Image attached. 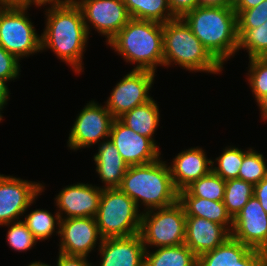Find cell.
<instances>
[{
	"mask_svg": "<svg viewBox=\"0 0 267 266\" xmlns=\"http://www.w3.org/2000/svg\"><path fill=\"white\" fill-rule=\"evenodd\" d=\"M46 27L41 34V50H52L63 62L68 63L76 73L83 72V53L89 37L80 8L73 0L44 2Z\"/></svg>",
	"mask_w": 267,
	"mask_h": 266,
	"instance_id": "cell-1",
	"label": "cell"
},
{
	"mask_svg": "<svg viewBox=\"0 0 267 266\" xmlns=\"http://www.w3.org/2000/svg\"><path fill=\"white\" fill-rule=\"evenodd\" d=\"M182 19L208 52L223 66L237 53V14L232 5L198 6Z\"/></svg>",
	"mask_w": 267,
	"mask_h": 266,
	"instance_id": "cell-2",
	"label": "cell"
},
{
	"mask_svg": "<svg viewBox=\"0 0 267 266\" xmlns=\"http://www.w3.org/2000/svg\"><path fill=\"white\" fill-rule=\"evenodd\" d=\"M129 166L119 189L127 194L139 209L144 211L163 208L178 201L179 191L174 187L171 171L166 161Z\"/></svg>",
	"mask_w": 267,
	"mask_h": 266,
	"instance_id": "cell-3",
	"label": "cell"
},
{
	"mask_svg": "<svg viewBox=\"0 0 267 266\" xmlns=\"http://www.w3.org/2000/svg\"><path fill=\"white\" fill-rule=\"evenodd\" d=\"M137 70L156 72L163 66V23L131 18L107 43Z\"/></svg>",
	"mask_w": 267,
	"mask_h": 266,
	"instance_id": "cell-4",
	"label": "cell"
},
{
	"mask_svg": "<svg viewBox=\"0 0 267 266\" xmlns=\"http://www.w3.org/2000/svg\"><path fill=\"white\" fill-rule=\"evenodd\" d=\"M172 63L192 72L218 74L223 70L182 18L163 23V66Z\"/></svg>",
	"mask_w": 267,
	"mask_h": 266,
	"instance_id": "cell-5",
	"label": "cell"
},
{
	"mask_svg": "<svg viewBox=\"0 0 267 266\" xmlns=\"http://www.w3.org/2000/svg\"><path fill=\"white\" fill-rule=\"evenodd\" d=\"M138 210L135 202L119 188L102 189L95 217L100 236L104 239L139 234L142 212Z\"/></svg>",
	"mask_w": 267,
	"mask_h": 266,
	"instance_id": "cell-6",
	"label": "cell"
},
{
	"mask_svg": "<svg viewBox=\"0 0 267 266\" xmlns=\"http://www.w3.org/2000/svg\"><path fill=\"white\" fill-rule=\"evenodd\" d=\"M31 4H0V45L18 60L41 52V36L27 16Z\"/></svg>",
	"mask_w": 267,
	"mask_h": 266,
	"instance_id": "cell-7",
	"label": "cell"
},
{
	"mask_svg": "<svg viewBox=\"0 0 267 266\" xmlns=\"http://www.w3.org/2000/svg\"><path fill=\"white\" fill-rule=\"evenodd\" d=\"M141 214L139 234L146 249L148 246L159 248L184 244L186 214L179 201Z\"/></svg>",
	"mask_w": 267,
	"mask_h": 266,
	"instance_id": "cell-8",
	"label": "cell"
},
{
	"mask_svg": "<svg viewBox=\"0 0 267 266\" xmlns=\"http://www.w3.org/2000/svg\"><path fill=\"white\" fill-rule=\"evenodd\" d=\"M78 114L69 133L68 148L77 151L101 143L100 139L104 141L109 138L115 118L105 105L89 101Z\"/></svg>",
	"mask_w": 267,
	"mask_h": 266,
	"instance_id": "cell-9",
	"label": "cell"
},
{
	"mask_svg": "<svg viewBox=\"0 0 267 266\" xmlns=\"http://www.w3.org/2000/svg\"><path fill=\"white\" fill-rule=\"evenodd\" d=\"M155 72L132 69L112 89L106 101V108L118 119L134 107L152 99L149 90L152 87Z\"/></svg>",
	"mask_w": 267,
	"mask_h": 266,
	"instance_id": "cell-10",
	"label": "cell"
},
{
	"mask_svg": "<svg viewBox=\"0 0 267 266\" xmlns=\"http://www.w3.org/2000/svg\"><path fill=\"white\" fill-rule=\"evenodd\" d=\"M80 8L88 34L90 25L108 43L131 19L123 0H73ZM89 23V24H88Z\"/></svg>",
	"mask_w": 267,
	"mask_h": 266,
	"instance_id": "cell-11",
	"label": "cell"
},
{
	"mask_svg": "<svg viewBox=\"0 0 267 266\" xmlns=\"http://www.w3.org/2000/svg\"><path fill=\"white\" fill-rule=\"evenodd\" d=\"M43 189L41 183L0 174V226L21 220Z\"/></svg>",
	"mask_w": 267,
	"mask_h": 266,
	"instance_id": "cell-12",
	"label": "cell"
},
{
	"mask_svg": "<svg viewBox=\"0 0 267 266\" xmlns=\"http://www.w3.org/2000/svg\"><path fill=\"white\" fill-rule=\"evenodd\" d=\"M59 226L61 239L58 253L88 257L103 239L95 217L60 219Z\"/></svg>",
	"mask_w": 267,
	"mask_h": 266,
	"instance_id": "cell-13",
	"label": "cell"
},
{
	"mask_svg": "<svg viewBox=\"0 0 267 266\" xmlns=\"http://www.w3.org/2000/svg\"><path fill=\"white\" fill-rule=\"evenodd\" d=\"M109 139L129 166L151 163L161 156L157 144L150 138L135 133L119 119H114Z\"/></svg>",
	"mask_w": 267,
	"mask_h": 266,
	"instance_id": "cell-14",
	"label": "cell"
},
{
	"mask_svg": "<svg viewBox=\"0 0 267 266\" xmlns=\"http://www.w3.org/2000/svg\"><path fill=\"white\" fill-rule=\"evenodd\" d=\"M231 236L250 248L267 253V213L254 195L234 217Z\"/></svg>",
	"mask_w": 267,
	"mask_h": 266,
	"instance_id": "cell-15",
	"label": "cell"
},
{
	"mask_svg": "<svg viewBox=\"0 0 267 266\" xmlns=\"http://www.w3.org/2000/svg\"><path fill=\"white\" fill-rule=\"evenodd\" d=\"M101 194L102 188L92 184L77 183L63 188L55 198L60 219L96 217Z\"/></svg>",
	"mask_w": 267,
	"mask_h": 266,
	"instance_id": "cell-16",
	"label": "cell"
},
{
	"mask_svg": "<svg viewBox=\"0 0 267 266\" xmlns=\"http://www.w3.org/2000/svg\"><path fill=\"white\" fill-rule=\"evenodd\" d=\"M97 249L100 266H144L146 248L140 234L104 238Z\"/></svg>",
	"mask_w": 267,
	"mask_h": 266,
	"instance_id": "cell-17",
	"label": "cell"
},
{
	"mask_svg": "<svg viewBox=\"0 0 267 266\" xmlns=\"http://www.w3.org/2000/svg\"><path fill=\"white\" fill-rule=\"evenodd\" d=\"M230 236L223 225L197 216H186L184 244L197 257L217 248Z\"/></svg>",
	"mask_w": 267,
	"mask_h": 266,
	"instance_id": "cell-18",
	"label": "cell"
},
{
	"mask_svg": "<svg viewBox=\"0 0 267 266\" xmlns=\"http://www.w3.org/2000/svg\"><path fill=\"white\" fill-rule=\"evenodd\" d=\"M174 187L180 191L212 170V160L200 147L181 151L169 166Z\"/></svg>",
	"mask_w": 267,
	"mask_h": 266,
	"instance_id": "cell-19",
	"label": "cell"
},
{
	"mask_svg": "<svg viewBox=\"0 0 267 266\" xmlns=\"http://www.w3.org/2000/svg\"><path fill=\"white\" fill-rule=\"evenodd\" d=\"M96 172L100 176L102 189L119 188L129 165L123 160L119 151L110 139L99 144L98 152L93 157Z\"/></svg>",
	"mask_w": 267,
	"mask_h": 266,
	"instance_id": "cell-20",
	"label": "cell"
},
{
	"mask_svg": "<svg viewBox=\"0 0 267 266\" xmlns=\"http://www.w3.org/2000/svg\"><path fill=\"white\" fill-rule=\"evenodd\" d=\"M178 201L183 205L186 216L205 218L223 225L230 233L233 219L227 213L223 201H213L192 196L186 189L179 191Z\"/></svg>",
	"mask_w": 267,
	"mask_h": 266,
	"instance_id": "cell-21",
	"label": "cell"
},
{
	"mask_svg": "<svg viewBox=\"0 0 267 266\" xmlns=\"http://www.w3.org/2000/svg\"><path fill=\"white\" fill-rule=\"evenodd\" d=\"M118 119L135 133L150 138L156 144L153 136L159 126L160 111L153 98L142 105L134 107Z\"/></svg>",
	"mask_w": 267,
	"mask_h": 266,
	"instance_id": "cell-22",
	"label": "cell"
},
{
	"mask_svg": "<svg viewBox=\"0 0 267 266\" xmlns=\"http://www.w3.org/2000/svg\"><path fill=\"white\" fill-rule=\"evenodd\" d=\"M145 251L144 266H197V256L185 244Z\"/></svg>",
	"mask_w": 267,
	"mask_h": 266,
	"instance_id": "cell-23",
	"label": "cell"
},
{
	"mask_svg": "<svg viewBox=\"0 0 267 266\" xmlns=\"http://www.w3.org/2000/svg\"><path fill=\"white\" fill-rule=\"evenodd\" d=\"M250 249L230 236L217 248L197 257V266H235Z\"/></svg>",
	"mask_w": 267,
	"mask_h": 266,
	"instance_id": "cell-24",
	"label": "cell"
},
{
	"mask_svg": "<svg viewBox=\"0 0 267 266\" xmlns=\"http://www.w3.org/2000/svg\"><path fill=\"white\" fill-rule=\"evenodd\" d=\"M131 18L166 23L175 19L168 0H123Z\"/></svg>",
	"mask_w": 267,
	"mask_h": 266,
	"instance_id": "cell-25",
	"label": "cell"
},
{
	"mask_svg": "<svg viewBox=\"0 0 267 266\" xmlns=\"http://www.w3.org/2000/svg\"><path fill=\"white\" fill-rule=\"evenodd\" d=\"M254 185L242 179L226 180L223 203L232 219L253 196Z\"/></svg>",
	"mask_w": 267,
	"mask_h": 266,
	"instance_id": "cell-26",
	"label": "cell"
},
{
	"mask_svg": "<svg viewBox=\"0 0 267 266\" xmlns=\"http://www.w3.org/2000/svg\"><path fill=\"white\" fill-rule=\"evenodd\" d=\"M25 216L22 221L37 240L49 239L56 229H58L56 234L58 233L59 236L60 216L58 212L53 215L47 210L36 209Z\"/></svg>",
	"mask_w": 267,
	"mask_h": 266,
	"instance_id": "cell-27",
	"label": "cell"
},
{
	"mask_svg": "<svg viewBox=\"0 0 267 266\" xmlns=\"http://www.w3.org/2000/svg\"><path fill=\"white\" fill-rule=\"evenodd\" d=\"M226 181L212 170L185 189L195 197L213 201H223Z\"/></svg>",
	"mask_w": 267,
	"mask_h": 266,
	"instance_id": "cell-28",
	"label": "cell"
},
{
	"mask_svg": "<svg viewBox=\"0 0 267 266\" xmlns=\"http://www.w3.org/2000/svg\"><path fill=\"white\" fill-rule=\"evenodd\" d=\"M247 50L249 59L267 52V21L254 29H238V48Z\"/></svg>",
	"mask_w": 267,
	"mask_h": 266,
	"instance_id": "cell-29",
	"label": "cell"
},
{
	"mask_svg": "<svg viewBox=\"0 0 267 266\" xmlns=\"http://www.w3.org/2000/svg\"><path fill=\"white\" fill-rule=\"evenodd\" d=\"M223 153L219 157L212 160V171L218 176L222 177L225 181L229 179L238 178L240 167L244 157V149L229 146L225 147ZM217 161V163H216ZM217 166H214L215 163Z\"/></svg>",
	"mask_w": 267,
	"mask_h": 266,
	"instance_id": "cell-30",
	"label": "cell"
},
{
	"mask_svg": "<svg viewBox=\"0 0 267 266\" xmlns=\"http://www.w3.org/2000/svg\"><path fill=\"white\" fill-rule=\"evenodd\" d=\"M267 176V165L263 154L252 148L244 151L243 161L240 167L238 178L253 185L259 183Z\"/></svg>",
	"mask_w": 267,
	"mask_h": 266,
	"instance_id": "cell-31",
	"label": "cell"
},
{
	"mask_svg": "<svg viewBox=\"0 0 267 266\" xmlns=\"http://www.w3.org/2000/svg\"><path fill=\"white\" fill-rule=\"evenodd\" d=\"M4 226L10 227H8L6 239L9 246L15 251L24 252L36 245L38 240L22 220L10 222Z\"/></svg>",
	"mask_w": 267,
	"mask_h": 266,
	"instance_id": "cell-32",
	"label": "cell"
},
{
	"mask_svg": "<svg viewBox=\"0 0 267 266\" xmlns=\"http://www.w3.org/2000/svg\"><path fill=\"white\" fill-rule=\"evenodd\" d=\"M249 64L247 80L257 102L267 94V63L261 58H250Z\"/></svg>",
	"mask_w": 267,
	"mask_h": 266,
	"instance_id": "cell-33",
	"label": "cell"
},
{
	"mask_svg": "<svg viewBox=\"0 0 267 266\" xmlns=\"http://www.w3.org/2000/svg\"><path fill=\"white\" fill-rule=\"evenodd\" d=\"M267 21V0L237 15L238 29H254Z\"/></svg>",
	"mask_w": 267,
	"mask_h": 266,
	"instance_id": "cell-34",
	"label": "cell"
},
{
	"mask_svg": "<svg viewBox=\"0 0 267 266\" xmlns=\"http://www.w3.org/2000/svg\"><path fill=\"white\" fill-rule=\"evenodd\" d=\"M20 70L19 60L0 45V77L8 81L17 79Z\"/></svg>",
	"mask_w": 267,
	"mask_h": 266,
	"instance_id": "cell-35",
	"label": "cell"
},
{
	"mask_svg": "<svg viewBox=\"0 0 267 266\" xmlns=\"http://www.w3.org/2000/svg\"><path fill=\"white\" fill-rule=\"evenodd\" d=\"M168 6L175 18H182L185 14L200 6V4L199 0H168Z\"/></svg>",
	"mask_w": 267,
	"mask_h": 266,
	"instance_id": "cell-36",
	"label": "cell"
},
{
	"mask_svg": "<svg viewBox=\"0 0 267 266\" xmlns=\"http://www.w3.org/2000/svg\"><path fill=\"white\" fill-rule=\"evenodd\" d=\"M235 266H267V253L251 248Z\"/></svg>",
	"mask_w": 267,
	"mask_h": 266,
	"instance_id": "cell-37",
	"label": "cell"
},
{
	"mask_svg": "<svg viewBox=\"0 0 267 266\" xmlns=\"http://www.w3.org/2000/svg\"><path fill=\"white\" fill-rule=\"evenodd\" d=\"M84 256L59 253L56 266H93Z\"/></svg>",
	"mask_w": 267,
	"mask_h": 266,
	"instance_id": "cell-38",
	"label": "cell"
},
{
	"mask_svg": "<svg viewBox=\"0 0 267 266\" xmlns=\"http://www.w3.org/2000/svg\"><path fill=\"white\" fill-rule=\"evenodd\" d=\"M253 195L258 199L262 208L267 213V176L254 185Z\"/></svg>",
	"mask_w": 267,
	"mask_h": 266,
	"instance_id": "cell-39",
	"label": "cell"
},
{
	"mask_svg": "<svg viewBox=\"0 0 267 266\" xmlns=\"http://www.w3.org/2000/svg\"><path fill=\"white\" fill-rule=\"evenodd\" d=\"M264 0H231L232 8L238 15L242 10L250 9L256 7Z\"/></svg>",
	"mask_w": 267,
	"mask_h": 266,
	"instance_id": "cell-40",
	"label": "cell"
},
{
	"mask_svg": "<svg viewBox=\"0 0 267 266\" xmlns=\"http://www.w3.org/2000/svg\"><path fill=\"white\" fill-rule=\"evenodd\" d=\"M8 80L3 79L0 77V105H7V101L9 99V89L8 86L6 85Z\"/></svg>",
	"mask_w": 267,
	"mask_h": 266,
	"instance_id": "cell-41",
	"label": "cell"
},
{
	"mask_svg": "<svg viewBox=\"0 0 267 266\" xmlns=\"http://www.w3.org/2000/svg\"><path fill=\"white\" fill-rule=\"evenodd\" d=\"M200 6H221L231 4V0H199Z\"/></svg>",
	"mask_w": 267,
	"mask_h": 266,
	"instance_id": "cell-42",
	"label": "cell"
},
{
	"mask_svg": "<svg viewBox=\"0 0 267 266\" xmlns=\"http://www.w3.org/2000/svg\"><path fill=\"white\" fill-rule=\"evenodd\" d=\"M257 104L260 108L261 111V119L262 120H267V94L261 97L258 101Z\"/></svg>",
	"mask_w": 267,
	"mask_h": 266,
	"instance_id": "cell-43",
	"label": "cell"
},
{
	"mask_svg": "<svg viewBox=\"0 0 267 266\" xmlns=\"http://www.w3.org/2000/svg\"><path fill=\"white\" fill-rule=\"evenodd\" d=\"M0 4H31V0H0Z\"/></svg>",
	"mask_w": 267,
	"mask_h": 266,
	"instance_id": "cell-44",
	"label": "cell"
},
{
	"mask_svg": "<svg viewBox=\"0 0 267 266\" xmlns=\"http://www.w3.org/2000/svg\"><path fill=\"white\" fill-rule=\"evenodd\" d=\"M63 1H67V0H31V5L35 4V6L38 7V5L44 2H63Z\"/></svg>",
	"mask_w": 267,
	"mask_h": 266,
	"instance_id": "cell-45",
	"label": "cell"
},
{
	"mask_svg": "<svg viewBox=\"0 0 267 266\" xmlns=\"http://www.w3.org/2000/svg\"><path fill=\"white\" fill-rule=\"evenodd\" d=\"M28 266H51L49 264H46V263H43V262H40V261H35V262H32L30 264H28Z\"/></svg>",
	"mask_w": 267,
	"mask_h": 266,
	"instance_id": "cell-46",
	"label": "cell"
},
{
	"mask_svg": "<svg viewBox=\"0 0 267 266\" xmlns=\"http://www.w3.org/2000/svg\"><path fill=\"white\" fill-rule=\"evenodd\" d=\"M260 58L267 63V52Z\"/></svg>",
	"mask_w": 267,
	"mask_h": 266,
	"instance_id": "cell-47",
	"label": "cell"
},
{
	"mask_svg": "<svg viewBox=\"0 0 267 266\" xmlns=\"http://www.w3.org/2000/svg\"><path fill=\"white\" fill-rule=\"evenodd\" d=\"M4 107H5V106L0 105V122L3 120V119H2L3 116H2V114H1V111L3 110Z\"/></svg>",
	"mask_w": 267,
	"mask_h": 266,
	"instance_id": "cell-48",
	"label": "cell"
}]
</instances>
